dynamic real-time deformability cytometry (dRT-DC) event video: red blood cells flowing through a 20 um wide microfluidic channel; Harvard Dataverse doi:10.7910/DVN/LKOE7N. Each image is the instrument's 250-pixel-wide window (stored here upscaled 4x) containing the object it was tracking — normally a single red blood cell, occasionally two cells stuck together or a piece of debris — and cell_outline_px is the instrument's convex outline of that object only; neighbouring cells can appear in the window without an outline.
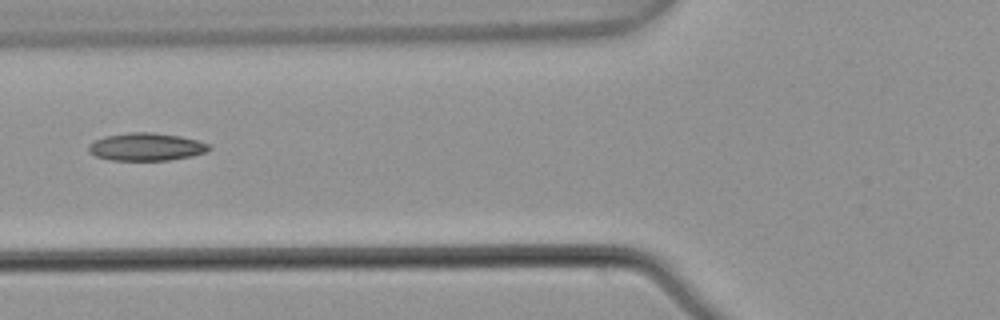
{"species": "common noctule bat (a hibernating species)", "species_latin": "Nyctalus noctula", "temperature_condition": "warm", "stored_images_in_passage": 6, "camera_frame_rate_fps": 3000, "um_per_image_px": 0.085, "animal": {"sex": "male", "body_mass_g": 21.5, "forearm_length_mm": 52.0}, "frame": {"image": 1, "passage_image": 6, "time_ms": 1.667, "image_size_px": [1000, 320], "cell_outline_px": [[212, 148], [204, 152], [192, 156], [168, 160], [108, 160], [96, 156], [88, 152], [88, 144], [104, 136], [128, 132], [152, 132], [180, 136], [196, 140], [208, 144]], "centroid_in_image_um": [12.39, 12.48], "position_along_channel_um": 113.4, "area_um2": 19.48}}